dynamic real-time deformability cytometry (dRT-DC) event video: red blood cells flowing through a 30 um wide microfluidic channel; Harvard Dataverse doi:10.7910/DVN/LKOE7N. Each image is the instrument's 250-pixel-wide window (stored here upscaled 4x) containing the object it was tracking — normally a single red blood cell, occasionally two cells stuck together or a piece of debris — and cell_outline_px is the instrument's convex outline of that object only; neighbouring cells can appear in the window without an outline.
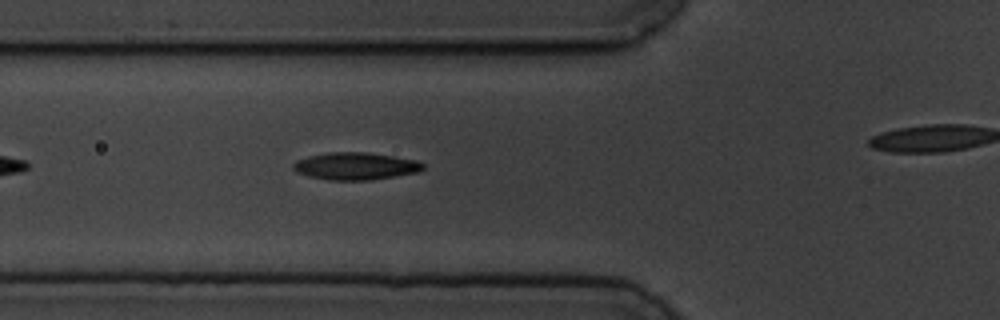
{"species": "common noctule bat (a hibernating species)", "species_latin": "Nyctalus noctula", "temperature_condition": "cold", "stored_images_in_passage": 7, "segment_of_instrument_passage": [1, 2], "camera_frame_rate_fps": 3000, "um_per_image_px": 0.085, "animal": {"sex": "male", "body_mass_g": 19.5, "forearm_length_mm": 54.6}, "frame": {"image": 1, "passage_image": 6, "time_ms": 6.667, "image_size_px": [1000, 320], "cell_outline_px": [[424, 168], [420, 172], [372, 180], [328, 180], [308, 176], [296, 172], [292, 168], [292, 164], [296, 160], [308, 156], [328, 152], [368, 152], [416, 160], [424, 164]], "centroid_in_image_um": [30.2, 14.12], "position_along_channel_um": 95.6, "area_um2": 20.87}}